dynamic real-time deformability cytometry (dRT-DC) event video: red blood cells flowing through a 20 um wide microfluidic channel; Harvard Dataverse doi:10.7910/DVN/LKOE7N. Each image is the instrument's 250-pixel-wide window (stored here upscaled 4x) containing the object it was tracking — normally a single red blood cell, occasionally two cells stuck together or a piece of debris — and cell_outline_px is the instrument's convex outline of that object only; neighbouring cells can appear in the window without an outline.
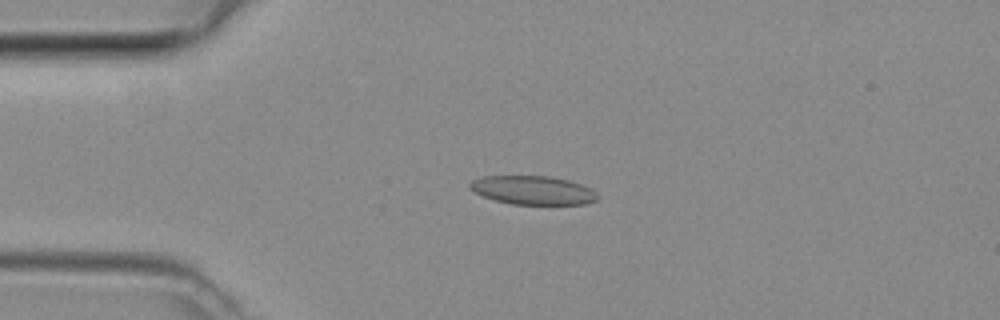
{"species": "common noctule bat (a hibernating species)", "species_latin": "Nyctalus noctula", "temperature_condition": "room temperature", "stored_images_in_passage": 5, "camera_frame_rate_fps": 3000, "um_per_image_px": 0.085, "animal": {"sex": "female", "body_mass_g": 29.2, "forearm_length_mm": 56.3}, "frame": {"image": 1, "passage_image": 3, "time_ms": 0.667, "image_size_px": [1000, 320], "cell_outline_px": [[596, 200], [588, 204], [512, 204], [496, 200], [484, 196], [468, 188], [468, 184], [472, 180], [484, 176], [548, 176], [568, 180], [580, 184], [596, 192]], "centroid_in_image_um": [45.27, 16.16], "position_along_channel_um": 39.7, "area_um2": 21.1}}
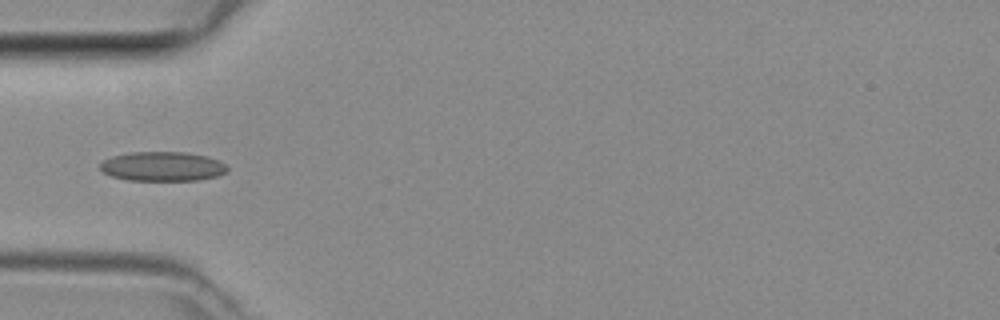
{"frame": {"image": 2, "passage_image": 4, "time_ms": 1.0, "image_size_px": [1000, 320], "cell_outline_px": [[228, 172], [220, 176], [200, 180], [128, 180], [112, 176], [104, 172], [100, 168], [100, 164], [104, 160], [112, 156], [128, 152], [188, 152], [208, 156], [220, 160], [228, 168]], "centroid_in_image_um": [13.87, 14.14], "position_along_channel_um": 71.1, "area_um2": 22.02}}
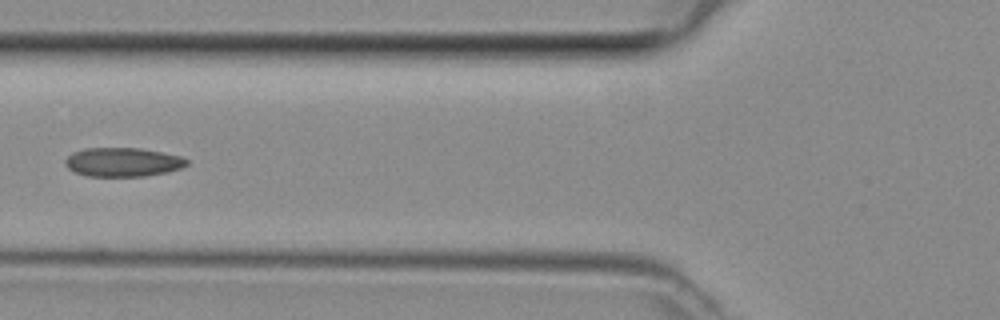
{"frame": {"image": 3, "passage_image": 5, "time_ms": 1.333, "image_size_px": [1000, 320], "cell_outline_px": [[188, 164], [180, 168], [168, 172], [144, 176], [88, 176], [76, 172], [68, 168], [64, 164], [64, 160], [72, 152], [84, 148], [140, 148], [180, 156], [188, 160]], "centroid_in_image_um": [10.41, 13.77], "position_along_channel_um": 115.4, "area_um2": 20.46}}